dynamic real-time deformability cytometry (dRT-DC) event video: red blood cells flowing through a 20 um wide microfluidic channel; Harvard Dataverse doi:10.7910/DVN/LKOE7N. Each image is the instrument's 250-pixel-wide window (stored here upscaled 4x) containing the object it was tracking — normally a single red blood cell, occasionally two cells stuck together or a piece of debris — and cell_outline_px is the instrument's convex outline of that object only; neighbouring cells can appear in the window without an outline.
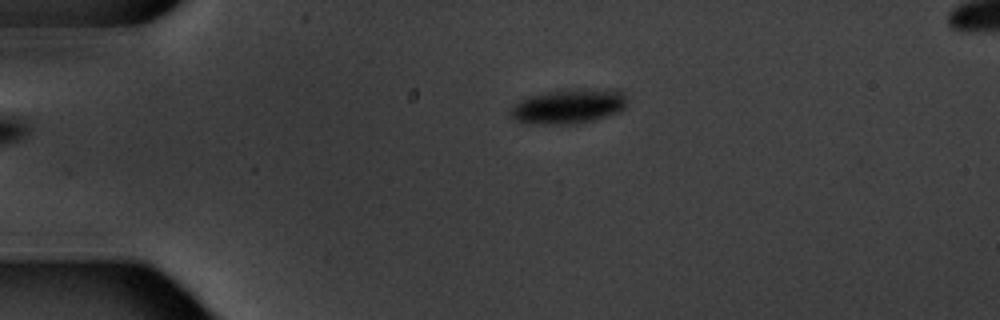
{"species": "common noctule bat (a hibernating species)", "species_latin": "Nyctalus noctula", "temperature_condition": "warm", "stored_images_in_passage": 3, "camera_frame_rate_fps": 3000, "um_per_image_px": 0.085, "animal": {"sex": "male", "body_mass_g": 20.1, "forearm_length_mm": 53.5}, "frame": {"image": 1, "passage_image": 3, "time_ms": 2.0, "image_size_px": [1000, 320], "cell_outline_px": [[628, 100], [624, 108], [620, 112], [592, 120], [576, 124], [524, 124], [512, 120], [508, 112], [520, 100], [528, 96], [548, 92], [624, 92]], "centroid_in_image_um": [48.21, 9.13], "position_along_channel_um": 36.8, "area_um2": 22.54}}